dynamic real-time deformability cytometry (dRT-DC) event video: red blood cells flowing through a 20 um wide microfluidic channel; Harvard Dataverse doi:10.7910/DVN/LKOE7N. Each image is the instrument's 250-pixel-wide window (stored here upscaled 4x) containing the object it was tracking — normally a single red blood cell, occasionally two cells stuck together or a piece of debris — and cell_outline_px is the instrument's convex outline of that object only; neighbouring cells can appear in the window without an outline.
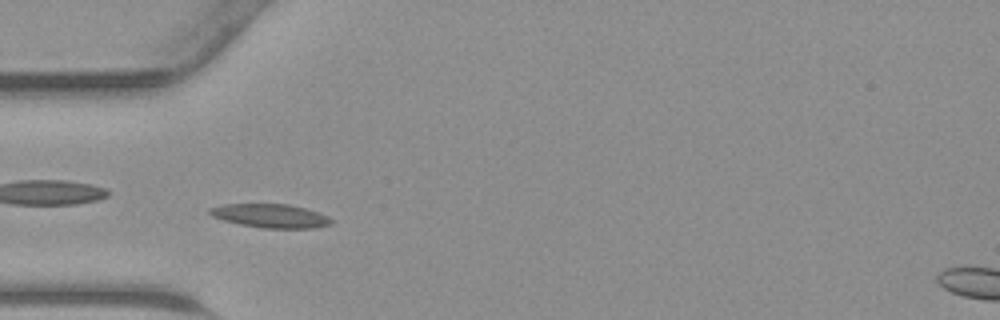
{"species": "common noctule bat (a hibernating species)", "species_latin": "Nyctalus noctula", "temperature_condition": "warm", "stored_images_in_passage": 34, "camera_frame_rate_fps": 3000, "um_per_image_px": 0.085, "animal": {"sex": "male", "body_mass_g": 23.1, "forearm_length_mm": 52.7}, "frame": {"image": 1, "passage_image": 3, "time_ms": 0.667, "image_size_px": [1000, 320], "cell_outline_px": [[336, 220], [332, 224], [312, 228], [260, 228], [240, 224], [224, 220], [212, 216], [208, 212], [208, 208], [224, 204], [288, 204], [304, 208], [328, 216]], "centroid_in_image_um": [23.0, 18.35], "position_along_channel_um": 62.0, "area_um2": 16.82}}
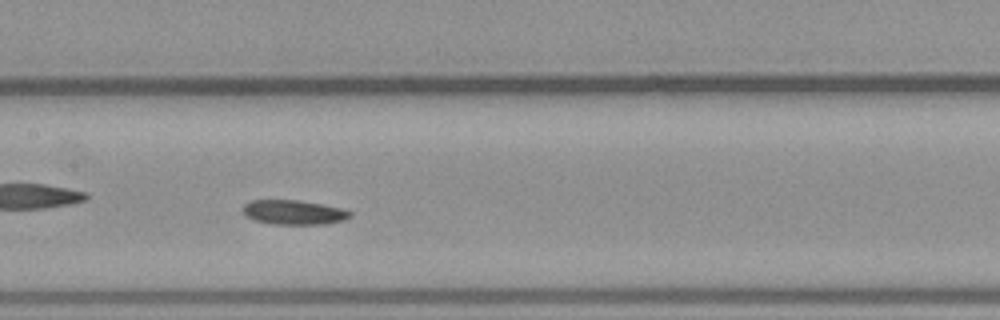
{"frame": {"image": 2, "passage_image": 11, "time_ms": 3.333, "image_size_px": [1000, 320], "cell_outline_px": [[352, 216], [344, 220], [328, 224], [272, 224], [256, 220], [248, 216], [244, 212], [244, 204], [252, 200], [300, 200], [344, 208], [352, 212]], "centroid_in_image_um": [25.05, 18.04], "position_along_channel_um": 182.3, "area_um2": 15.32}}
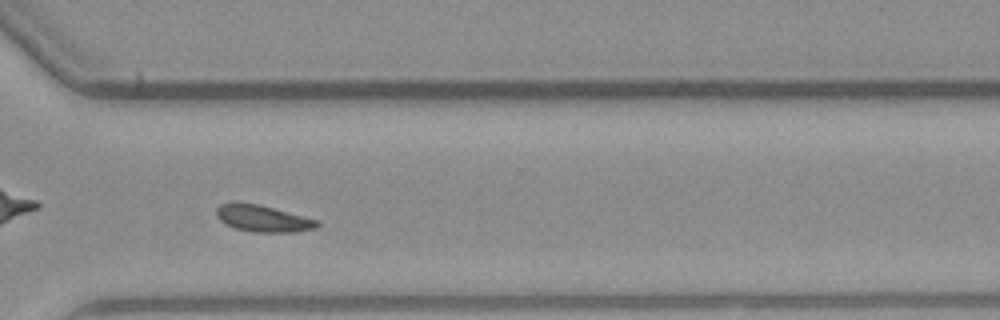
{"frame": {"image": 3, "passage_image": 22, "time_ms": 7.0, "image_size_px": [1000, 320], "cell_outline_px": [[320, 224], [316, 228], [296, 232], [252, 232], [236, 228], [224, 224], [216, 216], [216, 208], [220, 204], [232, 200], [236, 200], [260, 204], [320, 220]], "centroid_in_image_um": [22.32, 18.54], "position_along_channel_um": 348.3, "area_um2": 16.24}}